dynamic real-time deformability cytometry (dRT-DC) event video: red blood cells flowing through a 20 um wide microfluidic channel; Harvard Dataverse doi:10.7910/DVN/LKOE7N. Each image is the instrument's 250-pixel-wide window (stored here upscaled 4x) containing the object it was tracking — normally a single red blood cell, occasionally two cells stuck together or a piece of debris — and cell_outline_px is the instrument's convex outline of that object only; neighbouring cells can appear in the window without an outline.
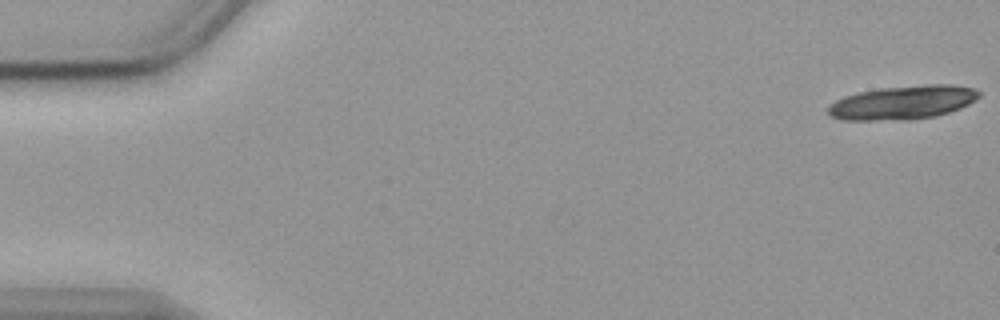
{"species": "common noctule bat (a hibernating species)", "species_latin": "Nyctalus noctula", "temperature_condition": "cold", "stored_images_in_passage": 19, "camera_frame_rate_fps": 3000, "um_per_image_px": 0.085, "animal": {"sex": "female", "body_mass_g": 19.9}, "frame": {"image": 1, "passage_image": 1, "time_ms": 0.0, "image_size_px": [1000, 320], "cell_outline_px": [[980, 96], [976, 100], [960, 108], [936, 116], [912, 120], [840, 120], [832, 116], [828, 112], [828, 108], [836, 100], [844, 96], [856, 92], [880, 88], [924, 84], [956, 84], [976, 88], [980, 92]], "centroid_in_image_um": [76.78, 8.7], "position_along_channel_um": 8.2, "area_um2": 30.06}}